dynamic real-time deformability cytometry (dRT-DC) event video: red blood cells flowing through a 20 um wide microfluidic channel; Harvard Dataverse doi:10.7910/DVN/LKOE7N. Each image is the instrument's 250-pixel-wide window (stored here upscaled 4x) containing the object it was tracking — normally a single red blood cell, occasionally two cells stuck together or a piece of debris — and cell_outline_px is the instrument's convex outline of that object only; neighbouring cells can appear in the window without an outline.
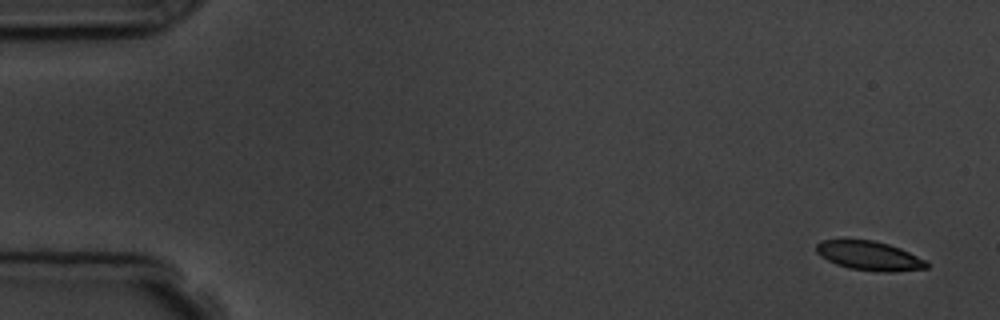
{"species": "common noctule bat (a hibernating species)", "species_latin": "Nyctalus noctula", "temperature_condition": "room temperature", "stored_images_in_passage": 4, "camera_frame_rate_fps": 3000, "um_per_image_px": 0.085, "animal": {"sex": "male", "body_mass_g": 19.5, "forearm_length_mm": 54.6}, "frame": {"image": 1, "passage_image": 1, "time_ms": 0.0, "image_size_px": [1000, 320], "cell_outline_px": [[928, 268], [892, 272], [880, 272], [848, 268], [836, 264], [820, 256], [816, 252], [816, 244], [820, 240], [872, 240], [888, 244], [900, 248], [924, 260], [928, 264]], "centroid_in_image_um": [73.86, 21.74], "position_along_channel_um": 11.1, "area_um2": 18.61}}
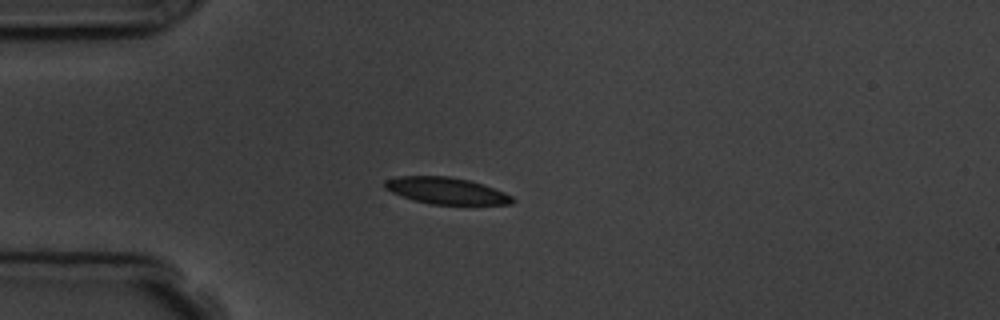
{"frame": {"image": 2, "passage_image": 4, "time_ms": 4.0, "image_size_px": [1000, 320], "cell_outline_px": [[516, 200], [512, 204], [428, 204], [392, 192], [384, 188], [384, 180], [396, 176], [448, 176], [468, 180], [484, 184], [504, 192], [512, 196]], "centroid_in_image_um": [37.94, 16.2], "position_along_channel_um": 47.1, "area_um2": 19.71}}